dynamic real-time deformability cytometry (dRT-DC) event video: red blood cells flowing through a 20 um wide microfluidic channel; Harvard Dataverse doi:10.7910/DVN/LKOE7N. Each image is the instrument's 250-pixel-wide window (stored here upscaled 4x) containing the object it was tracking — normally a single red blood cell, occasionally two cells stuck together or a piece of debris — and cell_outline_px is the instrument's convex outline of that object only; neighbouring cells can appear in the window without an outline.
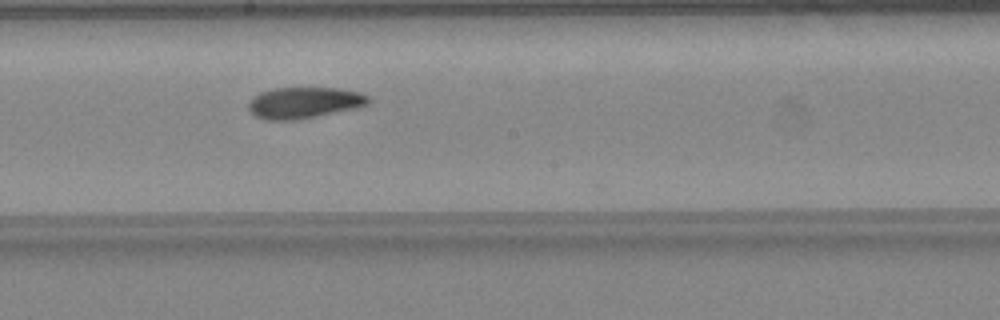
{"species": "common noctule bat (a hibernating species)", "species_latin": "Nyctalus noctula", "temperature_condition": "warm", "stored_images_in_passage": 27, "camera_frame_rate_fps": 3000, "um_per_image_px": 0.085, "animal": {"sex": "female", "body_mass_g": 24.6, "forearm_length_mm": 56.2}, "frame": {"image": 1, "passage_image": 11, "time_ms": 3.333, "image_size_px": [1000, 320], "cell_outline_px": [[368, 104], [352, 108], [316, 116], [296, 120], [264, 120], [248, 112], [248, 100], [260, 92], [276, 88], [340, 88], [360, 92], [368, 96]], "centroid_in_image_um": [25.77, 8.73], "position_along_channel_um": 222.4, "area_um2": 21.73}}